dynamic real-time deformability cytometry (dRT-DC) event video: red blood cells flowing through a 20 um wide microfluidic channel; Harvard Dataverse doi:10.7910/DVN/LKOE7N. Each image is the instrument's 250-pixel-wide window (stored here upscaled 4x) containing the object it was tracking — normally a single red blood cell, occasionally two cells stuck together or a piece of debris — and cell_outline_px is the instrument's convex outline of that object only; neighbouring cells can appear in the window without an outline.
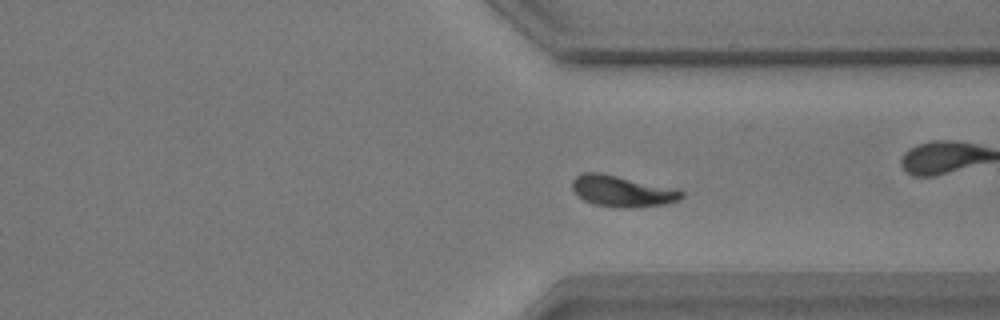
{"species": "common noctule bat (a hibernating species)", "species_latin": "Nyctalus noctula", "temperature_condition": "warm", "stored_images_in_passage": 54, "camera_frame_rate_fps": 3000, "um_per_image_px": 0.085, "animal": {"sex": "male", "body_mass_g": 17.9}, "frame": {"image": 1, "passage_image": 39, "time_ms": 12.667, "image_size_px": [1000, 320], "cell_outline_px": [[684, 196], [680, 200], [664, 204], [632, 208], [620, 208], [592, 204], [584, 200], [572, 188], [572, 180], [576, 176], [584, 172], [600, 172], [676, 188], [684, 192]], "centroid_in_image_um": [52.91, 16.25], "position_along_channel_um": 358.5, "area_um2": 20.0}, "authors_computed_cell_mechanics": {"area_um2": 18.9584, "velocity_mm_per_s": 3.6718, "shape_relaxation_time_tau1_ms": 2.2875, "shape_relaxation_time_tau2_ms": 5.601, "deformation_change_tau1": 0.1424, "deformation_change_tau2": 0.0652}}